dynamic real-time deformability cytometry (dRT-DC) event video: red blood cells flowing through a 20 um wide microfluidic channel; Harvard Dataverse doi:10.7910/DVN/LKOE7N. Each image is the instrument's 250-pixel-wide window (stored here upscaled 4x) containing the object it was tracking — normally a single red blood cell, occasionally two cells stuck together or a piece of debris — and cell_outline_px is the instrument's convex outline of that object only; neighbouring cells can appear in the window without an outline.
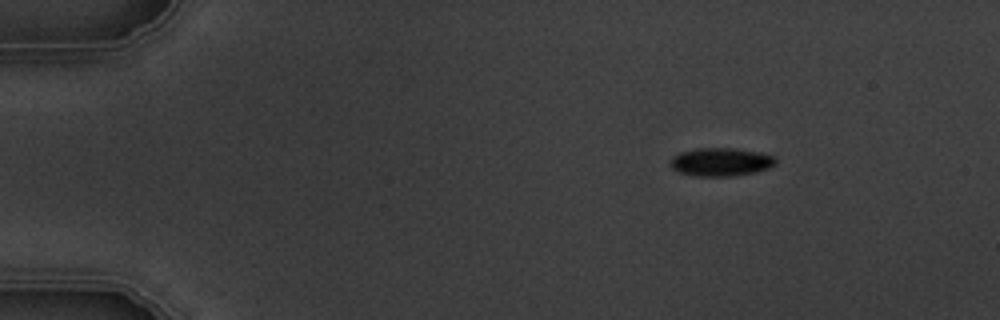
{"species": "common noctule bat (a hibernating species)", "species_latin": "Nyctalus noctula", "temperature_condition": "warm", "stored_images_in_passage": 3, "camera_frame_rate_fps": 3000, "um_per_image_px": 0.085, "animal": {"sex": "male", "body_mass_g": 19.5, "forearm_length_mm": 54.6}, "frame": {"image": 1, "passage_image": 1, "time_ms": 0.0, "image_size_px": [1000, 320], "cell_outline_px": [[776, 164], [768, 168], [756, 172], [736, 176], [696, 176], [680, 172], [672, 168], [668, 164], [672, 156], [680, 152], [700, 148], [732, 148], [760, 152], [772, 156], [776, 160]], "centroid_in_image_um": [61.25, 13.77], "position_along_channel_um": 23.7, "area_um2": 17.4}}